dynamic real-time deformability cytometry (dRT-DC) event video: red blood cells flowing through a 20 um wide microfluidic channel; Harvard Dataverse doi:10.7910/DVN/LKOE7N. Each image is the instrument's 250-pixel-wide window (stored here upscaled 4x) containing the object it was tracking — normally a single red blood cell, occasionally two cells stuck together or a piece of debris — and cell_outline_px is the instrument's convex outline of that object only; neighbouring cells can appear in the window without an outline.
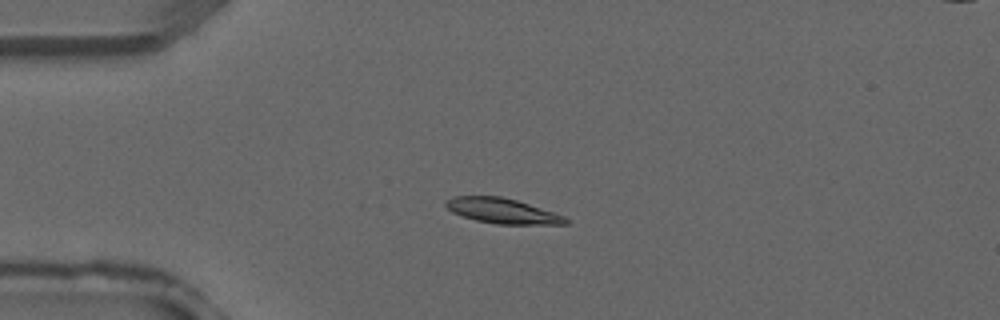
{"species": "common noctule bat (a hibernating species)", "species_latin": "Nyctalus noctula", "temperature_condition": "warm", "stored_images_in_passage": 3, "camera_frame_rate_fps": 3000, "um_per_image_px": 0.085, "animal": {"sex": "male", "forearm_length_mm": 52.5}, "frame": {"image": 1, "passage_image": 2, "time_ms": 0.333, "image_size_px": [1000, 320], "cell_outline_px": [[568, 224], [496, 224], [476, 220], [452, 212], [444, 204], [444, 200], [452, 196], [500, 196], [516, 200], [564, 216], [568, 220]], "centroid_in_image_um": [42.65, 17.92], "position_along_channel_um": 42.4, "area_um2": 17.34}}